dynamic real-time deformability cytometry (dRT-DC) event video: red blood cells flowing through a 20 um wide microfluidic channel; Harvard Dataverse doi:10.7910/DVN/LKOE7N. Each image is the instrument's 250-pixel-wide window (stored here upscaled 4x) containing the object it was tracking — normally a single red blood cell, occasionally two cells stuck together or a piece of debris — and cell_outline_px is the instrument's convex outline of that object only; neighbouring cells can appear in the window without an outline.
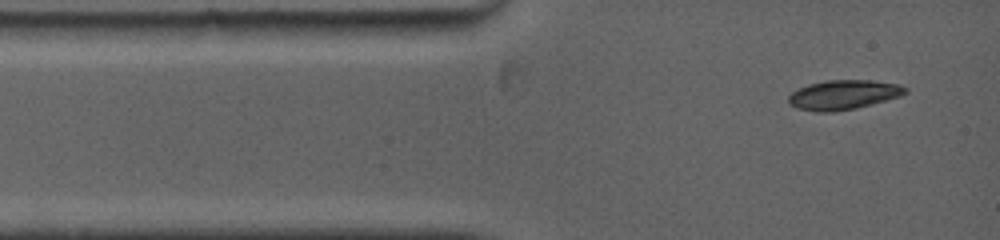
{"species": "common noctule bat (a hibernating species)", "species_latin": "Nyctalus noctula", "temperature_condition": "warm", "stored_images_in_passage": 6, "camera_frame_rate_fps": 5000, "um_per_image_px": 0.085, "animal": {"sex": "female", "body_mass_g": 19.0, "forearm_length_mm": 53.3}, "frame": {"image": 1, "passage_image": 1, "time_ms": 0.0, "image_size_px": [1000, 240], "cell_outline_px": [[908, 92], [900, 96], [856, 108], [836, 112], [816, 112], [796, 108], [788, 104], [788, 96], [792, 92], [808, 84], [828, 80], [872, 80], [900, 84], [908, 88]], "centroid_in_image_um": [71.69, 8.06], "position_along_channel_um": 13.3, "area_um2": 20.23}}
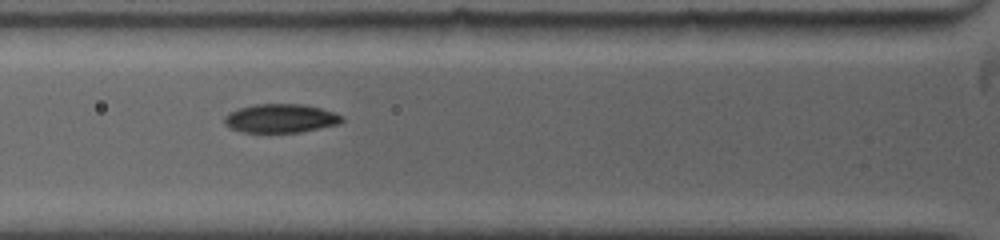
{"frame": {"image": 2, "passage_image": 4, "time_ms": 3.0, "image_size_px": [1000, 240], "cell_outline_px": [[344, 120], [340, 124], [300, 132], [244, 132], [228, 128], [224, 124], [224, 116], [228, 112], [240, 108], [256, 104], [304, 104], [320, 108], [344, 116]], "centroid_in_image_um": [23.84, 10.06], "position_along_channel_um": 102.0, "area_um2": 19.77}}
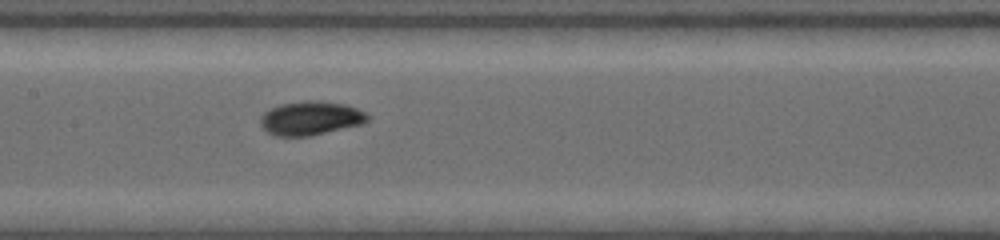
{"frame": {"image": 3, "passage_image": 6, "time_ms": 5.0, "image_size_px": [1000, 240], "cell_outline_px": [[368, 120], [364, 124], [312, 136], [276, 136], [268, 132], [260, 124], [260, 116], [264, 112], [280, 104], [308, 100], [320, 100], [344, 104], [356, 108], [364, 112], [368, 116]], "centroid_in_image_um": [26.41, 10.05], "position_along_channel_um": 181.0, "area_um2": 21.27}}